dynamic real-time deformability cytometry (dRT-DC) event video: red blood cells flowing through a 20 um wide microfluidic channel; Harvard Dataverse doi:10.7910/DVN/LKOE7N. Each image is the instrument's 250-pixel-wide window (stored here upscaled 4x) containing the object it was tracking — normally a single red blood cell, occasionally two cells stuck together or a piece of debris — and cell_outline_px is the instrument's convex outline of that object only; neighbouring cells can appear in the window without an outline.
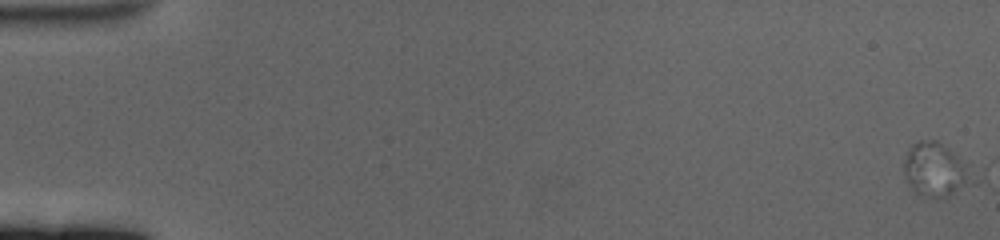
{"species": "human", "species_latin": "Homo sapiens", "temperature_condition": "cold", "stored_images_in_passage": 4, "camera_frame_rate_fps": 3000, "um_per_image_px": 0.085, "donor": {"sex": "female"}, "frame": {"image": 1, "passage_image": 1, "time_ms": 0.0, "image_size_px": [1000, 240], "cell_outline_px": [[984, 184], [944, 200], [936, 200], [920, 196], [908, 184], [904, 172], [904, 160], [908, 148], [912, 144], [920, 140], [936, 140], [984, 168]], "centroid_in_image_um": [79.91, 14.52], "position_along_channel_um": 5.1, "area_um2": 25.09}}